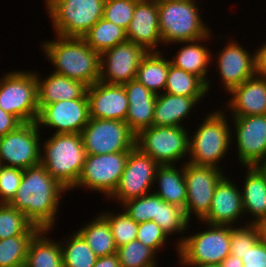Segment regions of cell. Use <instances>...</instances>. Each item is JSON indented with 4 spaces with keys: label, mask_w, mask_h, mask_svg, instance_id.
Returning <instances> with one entry per match:
<instances>
[{
    "label": "cell",
    "mask_w": 266,
    "mask_h": 267,
    "mask_svg": "<svg viewBox=\"0 0 266 267\" xmlns=\"http://www.w3.org/2000/svg\"><path fill=\"white\" fill-rule=\"evenodd\" d=\"M67 191L40 163L23 170V178L9 205L21 211L40 230L53 231Z\"/></svg>",
    "instance_id": "obj_1"
},
{
    "label": "cell",
    "mask_w": 266,
    "mask_h": 267,
    "mask_svg": "<svg viewBox=\"0 0 266 267\" xmlns=\"http://www.w3.org/2000/svg\"><path fill=\"white\" fill-rule=\"evenodd\" d=\"M40 43L43 56L53 65L52 72L83 82L88 87L99 81L100 54L82 37H63Z\"/></svg>",
    "instance_id": "obj_2"
},
{
    "label": "cell",
    "mask_w": 266,
    "mask_h": 267,
    "mask_svg": "<svg viewBox=\"0 0 266 267\" xmlns=\"http://www.w3.org/2000/svg\"><path fill=\"white\" fill-rule=\"evenodd\" d=\"M227 112L220 107L208 113L201 124L196 125V131L189 135L187 162L224 169V166H220V161H224L228 156L227 152L232 150V131Z\"/></svg>",
    "instance_id": "obj_3"
},
{
    "label": "cell",
    "mask_w": 266,
    "mask_h": 267,
    "mask_svg": "<svg viewBox=\"0 0 266 267\" xmlns=\"http://www.w3.org/2000/svg\"><path fill=\"white\" fill-rule=\"evenodd\" d=\"M41 142L40 163L68 192L77 183L87 153L81 134H51Z\"/></svg>",
    "instance_id": "obj_4"
},
{
    "label": "cell",
    "mask_w": 266,
    "mask_h": 267,
    "mask_svg": "<svg viewBox=\"0 0 266 267\" xmlns=\"http://www.w3.org/2000/svg\"><path fill=\"white\" fill-rule=\"evenodd\" d=\"M197 0L158 2V20L162 44L193 41L208 36L212 29L204 23Z\"/></svg>",
    "instance_id": "obj_5"
},
{
    "label": "cell",
    "mask_w": 266,
    "mask_h": 267,
    "mask_svg": "<svg viewBox=\"0 0 266 267\" xmlns=\"http://www.w3.org/2000/svg\"><path fill=\"white\" fill-rule=\"evenodd\" d=\"M54 32L63 37H82L102 17L105 0H44Z\"/></svg>",
    "instance_id": "obj_6"
},
{
    "label": "cell",
    "mask_w": 266,
    "mask_h": 267,
    "mask_svg": "<svg viewBox=\"0 0 266 267\" xmlns=\"http://www.w3.org/2000/svg\"><path fill=\"white\" fill-rule=\"evenodd\" d=\"M0 77V108L21 123L39 116L36 71L13 70Z\"/></svg>",
    "instance_id": "obj_7"
},
{
    "label": "cell",
    "mask_w": 266,
    "mask_h": 267,
    "mask_svg": "<svg viewBox=\"0 0 266 267\" xmlns=\"http://www.w3.org/2000/svg\"><path fill=\"white\" fill-rule=\"evenodd\" d=\"M190 134L182 126H151L136 135L135 147L159 165H177L188 158Z\"/></svg>",
    "instance_id": "obj_8"
},
{
    "label": "cell",
    "mask_w": 266,
    "mask_h": 267,
    "mask_svg": "<svg viewBox=\"0 0 266 267\" xmlns=\"http://www.w3.org/2000/svg\"><path fill=\"white\" fill-rule=\"evenodd\" d=\"M204 224L205 229L185 234L178 246V263L220 264L230 254L231 226Z\"/></svg>",
    "instance_id": "obj_9"
},
{
    "label": "cell",
    "mask_w": 266,
    "mask_h": 267,
    "mask_svg": "<svg viewBox=\"0 0 266 267\" xmlns=\"http://www.w3.org/2000/svg\"><path fill=\"white\" fill-rule=\"evenodd\" d=\"M130 151L108 153L102 155L87 154L80 177L75 186L77 188L102 193L107 199L117 188L124 171Z\"/></svg>",
    "instance_id": "obj_10"
},
{
    "label": "cell",
    "mask_w": 266,
    "mask_h": 267,
    "mask_svg": "<svg viewBox=\"0 0 266 267\" xmlns=\"http://www.w3.org/2000/svg\"><path fill=\"white\" fill-rule=\"evenodd\" d=\"M81 136L90 155L131 151L135 147L136 135L121 120L90 118Z\"/></svg>",
    "instance_id": "obj_11"
},
{
    "label": "cell",
    "mask_w": 266,
    "mask_h": 267,
    "mask_svg": "<svg viewBox=\"0 0 266 267\" xmlns=\"http://www.w3.org/2000/svg\"><path fill=\"white\" fill-rule=\"evenodd\" d=\"M42 132L37 122H27L0 137V163L22 170L40 164Z\"/></svg>",
    "instance_id": "obj_12"
},
{
    "label": "cell",
    "mask_w": 266,
    "mask_h": 267,
    "mask_svg": "<svg viewBox=\"0 0 266 267\" xmlns=\"http://www.w3.org/2000/svg\"><path fill=\"white\" fill-rule=\"evenodd\" d=\"M158 167L154 159L134 147L129 153L117 188L107 200H114L120 206L127 200L151 193Z\"/></svg>",
    "instance_id": "obj_13"
},
{
    "label": "cell",
    "mask_w": 266,
    "mask_h": 267,
    "mask_svg": "<svg viewBox=\"0 0 266 267\" xmlns=\"http://www.w3.org/2000/svg\"><path fill=\"white\" fill-rule=\"evenodd\" d=\"M225 170L213 167L184 163V178L187 188L185 214L191 222V216L201 221L211 207L213 193L217 183L226 174Z\"/></svg>",
    "instance_id": "obj_14"
},
{
    "label": "cell",
    "mask_w": 266,
    "mask_h": 267,
    "mask_svg": "<svg viewBox=\"0 0 266 267\" xmlns=\"http://www.w3.org/2000/svg\"><path fill=\"white\" fill-rule=\"evenodd\" d=\"M229 118L232 122L231 131H234L231 132V138H235L232 144L237 147L234 151H237L238 163L242 167L256 166L266 157V114Z\"/></svg>",
    "instance_id": "obj_15"
},
{
    "label": "cell",
    "mask_w": 266,
    "mask_h": 267,
    "mask_svg": "<svg viewBox=\"0 0 266 267\" xmlns=\"http://www.w3.org/2000/svg\"><path fill=\"white\" fill-rule=\"evenodd\" d=\"M148 52L140 45L125 41L100 54V78L107 84L123 85L136 79L142 58Z\"/></svg>",
    "instance_id": "obj_16"
},
{
    "label": "cell",
    "mask_w": 266,
    "mask_h": 267,
    "mask_svg": "<svg viewBox=\"0 0 266 267\" xmlns=\"http://www.w3.org/2000/svg\"><path fill=\"white\" fill-rule=\"evenodd\" d=\"M90 119L88 98L58 101L45 105L40 111L37 124L42 130L55 129L53 134H81Z\"/></svg>",
    "instance_id": "obj_17"
},
{
    "label": "cell",
    "mask_w": 266,
    "mask_h": 267,
    "mask_svg": "<svg viewBox=\"0 0 266 267\" xmlns=\"http://www.w3.org/2000/svg\"><path fill=\"white\" fill-rule=\"evenodd\" d=\"M225 44L215 55V59L212 57L211 64L215 60L219 81L223 84L222 91L229 93L234 87L256 75L255 50L254 53L248 51L232 37Z\"/></svg>",
    "instance_id": "obj_18"
},
{
    "label": "cell",
    "mask_w": 266,
    "mask_h": 267,
    "mask_svg": "<svg viewBox=\"0 0 266 267\" xmlns=\"http://www.w3.org/2000/svg\"><path fill=\"white\" fill-rule=\"evenodd\" d=\"M225 174L217 183L208 214L201 220L211 225L240 226L246 219L242 204L241 189ZM243 218V219H242Z\"/></svg>",
    "instance_id": "obj_19"
},
{
    "label": "cell",
    "mask_w": 266,
    "mask_h": 267,
    "mask_svg": "<svg viewBox=\"0 0 266 267\" xmlns=\"http://www.w3.org/2000/svg\"><path fill=\"white\" fill-rule=\"evenodd\" d=\"M90 118L125 122L129 101L124 85L98 81L87 88Z\"/></svg>",
    "instance_id": "obj_20"
},
{
    "label": "cell",
    "mask_w": 266,
    "mask_h": 267,
    "mask_svg": "<svg viewBox=\"0 0 266 267\" xmlns=\"http://www.w3.org/2000/svg\"><path fill=\"white\" fill-rule=\"evenodd\" d=\"M127 40L142 46L147 52H160L162 38L158 20V2L138 0L133 18L126 29Z\"/></svg>",
    "instance_id": "obj_21"
},
{
    "label": "cell",
    "mask_w": 266,
    "mask_h": 267,
    "mask_svg": "<svg viewBox=\"0 0 266 267\" xmlns=\"http://www.w3.org/2000/svg\"><path fill=\"white\" fill-rule=\"evenodd\" d=\"M228 95L231 97L221 106L229 111L228 116L245 117L266 114V78L253 76L234 87ZM228 103V104H227Z\"/></svg>",
    "instance_id": "obj_22"
},
{
    "label": "cell",
    "mask_w": 266,
    "mask_h": 267,
    "mask_svg": "<svg viewBox=\"0 0 266 267\" xmlns=\"http://www.w3.org/2000/svg\"><path fill=\"white\" fill-rule=\"evenodd\" d=\"M214 36H212L211 32L208 36L197 40L173 43L178 44V46H180L179 44L184 45L180 46L181 48H179L177 53L170 58L171 64L175 67L198 76L207 85L208 92L212 87V80L209 77L210 75H208V71L210 67H213L210 63H212V56L214 55L206 44L203 43L209 42Z\"/></svg>",
    "instance_id": "obj_23"
},
{
    "label": "cell",
    "mask_w": 266,
    "mask_h": 267,
    "mask_svg": "<svg viewBox=\"0 0 266 267\" xmlns=\"http://www.w3.org/2000/svg\"><path fill=\"white\" fill-rule=\"evenodd\" d=\"M123 85L129 101L125 123L137 135L141 130L152 126L157 95L137 79Z\"/></svg>",
    "instance_id": "obj_24"
},
{
    "label": "cell",
    "mask_w": 266,
    "mask_h": 267,
    "mask_svg": "<svg viewBox=\"0 0 266 267\" xmlns=\"http://www.w3.org/2000/svg\"><path fill=\"white\" fill-rule=\"evenodd\" d=\"M45 77V78H43ZM36 71L39 111L48 104L82 98L88 86L81 81L70 79L51 71L47 76Z\"/></svg>",
    "instance_id": "obj_25"
},
{
    "label": "cell",
    "mask_w": 266,
    "mask_h": 267,
    "mask_svg": "<svg viewBox=\"0 0 266 267\" xmlns=\"http://www.w3.org/2000/svg\"><path fill=\"white\" fill-rule=\"evenodd\" d=\"M244 168L247 173L239 187H242L244 214L252 216L247 218L246 223L260 224L266 220V178L256 166H243Z\"/></svg>",
    "instance_id": "obj_26"
},
{
    "label": "cell",
    "mask_w": 266,
    "mask_h": 267,
    "mask_svg": "<svg viewBox=\"0 0 266 267\" xmlns=\"http://www.w3.org/2000/svg\"><path fill=\"white\" fill-rule=\"evenodd\" d=\"M205 97H186L168 93L157 95L152 126H182L186 127V119L189 120L192 110ZM191 112V113H190ZM188 117V118H187Z\"/></svg>",
    "instance_id": "obj_27"
},
{
    "label": "cell",
    "mask_w": 266,
    "mask_h": 267,
    "mask_svg": "<svg viewBox=\"0 0 266 267\" xmlns=\"http://www.w3.org/2000/svg\"><path fill=\"white\" fill-rule=\"evenodd\" d=\"M185 162L187 161L181 162L178 166H175V164L159 165L154 180V186H157V190L154 188L152 191L163 201L180 206L184 210L187 199V188L184 178Z\"/></svg>",
    "instance_id": "obj_28"
},
{
    "label": "cell",
    "mask_w": 266,
    "mask_h": 267,
    "mask_svg": "<svg viewBox=\"0 0 266 267\" xmlns=\"http://www.w3.org/2000/svg\"><path fill=\"white\" fill-rule=\"evenodd\" d=\"M50 231L41 229L31 239L25 267H63L60 242L48 236Z\"/></svg>",
    "instance_id": "obj_29"
},
{
    "label": "cell",
    "mask_w": 266,
    "mask_h": 267,
    "mask_svg": "<svg viewBox=\"0 0 266 267\" xmlns=\"http://www.w3.org/2000/svg\"><path fill=\"white\" fill-rule=\"evenodd\" d=\"M148 52L141 60L136 79L156 95L164 93L166 79L171 64L163 53Z\"/></svg>",
    "instance_id": "obj_30"
},
{
    "label": "cell",
    "mask_w": 266,
    "mask_h": 267,
    "mask_svg": "<svg viewBox=\"0 0 266 267\" xmlns=\"http://www.w3.org/2000/svg\"><path fill=\"white\" fill-rule=\"evenodd\" d=\"M76 232L86 241L97 257L117 253L110 226L100 213L92 221L78 228Z\"/></svg>",
    "instance_id": "obj_31"
},
{
    "label": "cell",
    "mask_w": 266,
    "mask_h": 267,
    "mask_svg": "<svg viewBox=\"0 0 266 267\" xmlns=\"http://www.w3.org/2000/svg\"><path fill=\"white\" fill-rule=\"evenodd\" d=\"M152 221L156 222L169 237L172 235L179 234L181 237L176 240V248L178 254V246L183 242L185 235L187 234L188 227H190V221L187 219L184 208L177 206L175 204H170L163 201L158 196V212L157 219ZM186 231V232H185Z\"/></svg>",
    "instance_id": "obj_32"
},
{
    "label": "cell",
    "mask_w": 266,
    "mask_h": 267,
    "mask_svg": "<svg viewBox=\"0 0 266 267\" xmlns=\"http://www.w3.org/2000/svg\"><path fill=\"white\" fill-rule=\"evenodd\" d=\"M164 92L186 97H206L208 94L207 85L198 76L172 64L169 65Z\"/></svg>",
    "instance_id": "obj_33"
},
{
    "label": "cell",
    "mask_w": 266,
    "mask_h": 267,
    "mask_svg": "<svg viewBox=\"0 0 266 267\" xmlns=\"http://www.w3.org/2000/svg\"><path fill=\"white\" fill-rule=\"evenodd\" d=\"M82 38L99 54L127 41L126 30L103 17Z\"/></svg>",
    "instance_id": "obj_34"
},
{
    "label": "cell",
    "mask_w": 266,
    "mask_h": 267,
    "mask_svg": "<svg viewBox=\"0 0 266 267\" xmlns=\"http://www.w3.org/2000/svg\"><path fill=\"white\" fill-rule=\"evenodd\" d=\"M64 241H60L63 267H93L97 256L86 241L76 232H72Z\"/></svg>",
    "instance_id": "obj_35"
},
{
    "label": "cell",
    "mask_w": 266,
    "mask_h": 267,
    "mask_svg": "<svg viewBox=\"0 0 266 267\" xmlns=\"http://www.w3.org/2000/svg\"><path fill=\"white\" fill-rule=\"evenodd\" d=\"M40 229L9 204H0V240L22 234H36Z\"/></svg>",
    "instance_id": "obj_36"
},
{
    "label": "cell",
    "mask_w": 266,
    "mask_h": 267,
    "mask_svg": "<svg viewBox=\"0 0 266 267\" xmlns=\"http://www.w3.org/2000/svg\"><path fill=\"white\" fill-rule=\"evenodd\" d=\"M157 253L138 240L130 241L117 248L121 267H159Z\"/></svg>",
    "instance_id": "obj_37"
},
{
    "label": "cell",
    "mask_w": 266,
    "mask_h": 267,
    "mask_svg": "<svg viewBox=\"0 0 266 267\" xmlns=\"http://www.w3.org/2000/svg\"><path fill=\"white\" fill-rule=\"evenodd\" d=\"M35 234L0 240V267H25L28 246Z\"/></svg>",
    "instance_id": "obj_38"
},
{
    "label": "cell",
    "mask_w": 266,
    "mask_h": 267,
    "mask_svg": "<svg viewBox=\"0 0 266 267\" xmlns=\"http://www.w3.org/2000/svg\"><path fill=\"white\" fill-rule=\"evenodd\" d=\"M115 212L113 210L107 211V209L105 212L104 209V211H100L99 213H101L100 215L108 222L115 245L118 248L130 241L136 240L138 223L125 213L123 209L120 210V213L117 211Z\"/></svg>",
    "instance_id": "obj_39"
},
{
    "label": "cell",
    "mask_w": 266,
    "mask_h": 267,
    "mask_svg": "<svg viewBox=\"0 0 266 267\" xmlns=\"http://www.w3.org/2000/svg\"><path fill=\"white\" fill-rule=\"evenodd\" d=\"M125 211L136 223L157 219L158 195L153 192L138 198L130 199L119 207Z\"/></svg>",
    "instance_id": "obj_40"
},
{
    "label": "cell",
    "mask_w": 266,
    "mask_h": 267,
    "mask_svg": "<svg viewBox=\"0 0 266 267\" xmlns=\"http://www.w3.org/2000/svg\"><path fill=\"white\" fill-rule=\"evenodd\" d=\"M245 224V225H244ZM261 238L259 224L242 223L231 226L230 254L242 259L245 252Z\"/></svg>",
    "instance_id": "obj_41"
},
{
    "label": "cell",
    "mask_w": 266,
    "mask_h": 267,
    "mask_svg": "<svg viewBox=\"0 0 266 267\" xmlns=\"http://www.w3.org/2000/svg\"><path fill=\"white\" fill-rule=\"evenodd\" d=\"M138 0H105L103 18L127 29Z\"/></svg>",
    "instance_id": "obj_42"
},
{
    "label": "cell",
    "mask_w": 266,
    "mask_h": 267,
    "mask_svg": "<svg viewBox=\"0 0 266 267\" xmlns=\"http://www.w3.org/2000/svg\"><path fill=\"white\" fill-rule=\"evenodd\" d=\"M136 240L145 246L152 248L156 253L162 252L170 237L166 235L163 229L154 221H146L138 224V232Z\"/></svg>",
    "instance_id": "obj_43"
},
{
    "label": "cell",
    "mask_w": 266,
    "mask_h": 267,
    "mask_svg": "<svg viewBox=\"0 0 266 267\" xmlns=\"http://www.w3.org/2000/svg\"><path fill=\"white\" fill-rule=\"evenodd\" d=\"M22 178V169L2 165L0 172V204H9L11 202L16 195Z\"/></svg>",
    "instance_id": "obj_44"
},
{
    "label": "cell",
    "mask_w": 266,
    "mask_h": 267,
    "mask_svg": "<svg viewBox=\"0 0 266 267\" xmlns=\"http://www.w3.org/2000/svg\"><path fill=\"white\" fill-rule=\"evenodd\" d=\"M244 267H266V243L260 238L249 248L242 259Z\"/></svg>",
    "instance_id": "obj_45"
},
{
    "label": "cell",
    "mask_w": 266,
    "mask_h": 267,
    "mask_svg": "<svg viewBox=\"0 0 266 267\" xmlns=\"http://www.w3.org/2000/svg\"><path fill=\"white\" fill-rule=\"evenodd\" d=\"M22 123L13 115L0 108V137L15 130Z\"/></svg>",
    "instance_id": "obj_46"
},
{
    "label": "cell",
    "mask_w": 266,
    "mask_h": 267,
    "mask_svg": "<svg viewBox=\"0 0 266 267\" xmlns=\"http://www.w3.org/2000/svg\"><path fill=\"white\" fill-rule=\"evenodd\" d=\"M255 50L256 76L266 78V43H261Z\"/></svg>",
    "instance_id": "obj_47"
},
{
    "label": "cell",
    "mask_w": 266,
    "mask_h": 267,
    "mask_svg": "<svg viewBox=\"0 0 266 267\" xmlns=\"http://www.w3.org/2000/svg\"><path fill=\"white\" fill-rule=\"evenodd\" d=\"M93 267H121L117 253L112 255L97 257Z\"/></svg>",
    "instance_id": "obj_48"
},
{
    "label": "cell",
    "mask_w": 266,
    "mask_h": 267,
    "mask_svg": "<svg viewBox=\"0 0 266 267\" xmlns=\"http://www.w3.org/2000/svg\"><path fill=\"white\" fill-rule=\"evenodd\" d=\"M219 265L220 267H244L243 261L232 254H229Z\"/></svg>",
    "instance_id": "obj_49"
},
{
    "label": "cell",
    "mask_w": 266,
    "mask_h": 267,
    "mask_svg": "<svg viewBox=\"0 0 266 267\" xmlns=\"http://www.w3.org/2000/svg\"><path fill=\"white\" fill-rule=\"evenodd\" d=\"M181 267H220L218 264L179 263Z\"/></svg>",
    "instance_id": "obj_50"
},
{
    "label": "cell",
    "mask_w": 266,
    "mask_h": 267,
    "mask_svg": "<svg viewBox=\"0 0 266 267\" xmlns=\"http://www.w3.org/2000/svg\"><path fill=\"white\" fill-rule=\"evenodd\" d=\"M256 167L260 170V172L265 176L266 178V157L260 161Z\"/></svg>",
    "instance_id": "obj_51"
},
{
    "label": "cell",
    "mask_w": 266,
    "mask_h": 267,
    "mask_svg": "<svg viewBox=\"0 0 266 267\" xmlns=\"http://www.w3.org/2000/svg\"><path fill=\"white\" fill-rule=\"evenodd\" d=\"M260 230H261V238L265 241L266 243V220L261 222L259 224Z\"/></svg>",
    "instance_id": "obj_52"
},
{
    "label": "cell",
    "mask_w": 266,
    "mask_h": 267,
    "mask_svg": "<svg viewBox=\"0 0 266 267\" xmlns=\"http://www.w3.org/2000/svg\"><path fill=\"white\" fill-rule=\"evenodd\" d=\"M155 2H162V1H166V0H153Z\"/></svg>",
    "instance_id": "obj_53"
}]
</instances>
